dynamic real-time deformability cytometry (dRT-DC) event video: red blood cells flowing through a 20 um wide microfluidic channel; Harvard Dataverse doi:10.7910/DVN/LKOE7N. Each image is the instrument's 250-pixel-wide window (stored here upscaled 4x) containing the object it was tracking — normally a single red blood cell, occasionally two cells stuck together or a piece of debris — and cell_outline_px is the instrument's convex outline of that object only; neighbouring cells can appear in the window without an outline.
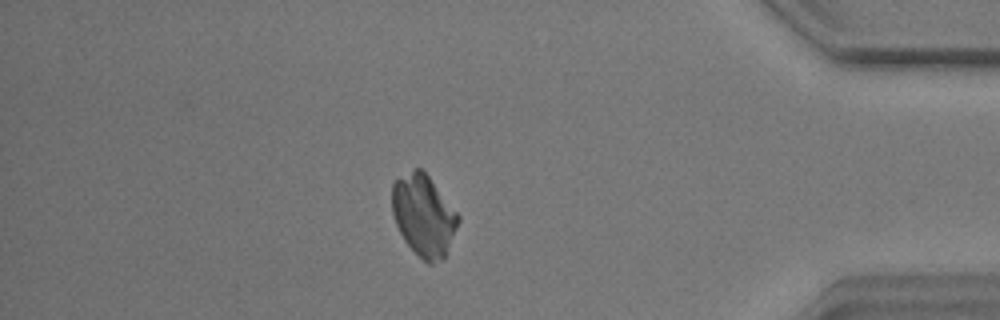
{"species": "common noctule bat (a hibernating species)", "species_latin": "Nyctalus noctula", "temperature_condition": "warm", "stored_images_in_passage": 41, "camera_frame_rate_fps": 3000, "um_per_image_px": 0.085, "animal": {"sex": "male", "body_mass_g": 17.9}, "frame": {"image": 1, "passage_image": 33, "time_ms": 10.667, "image_size_px": [1000, 320], "cell_outline_px": [[460, 220], [444, 256], [440, 260], [432, 264], [428, 264], [404, 240], [396, 224], [392, 212], [392, 184], [396, 180], [416, 168], [420, 168], [428, 176], [460, 216]], "centroid_in_image_um": [36.0, 18.31], "position_along_channel_um": 399.2, "area_um2": 30.63}}
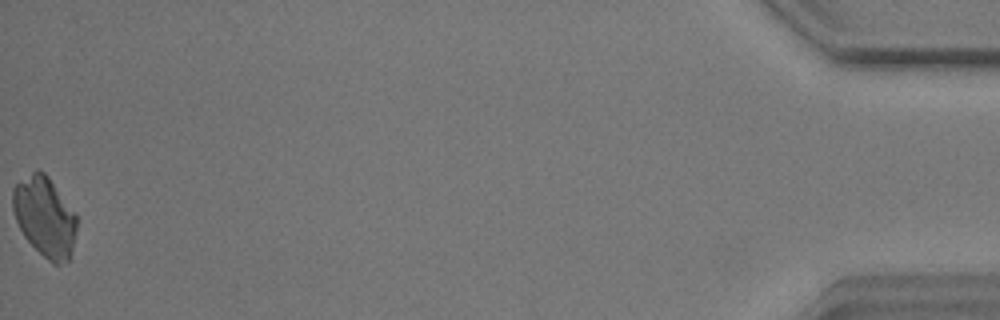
{"frame": {"image": 2, "passage_image": 41, "time_ms": 13.333, "image_size_px": [1000, 320], "cell_outline_px": [[76, 228], [72, 248], [68, 260], [60, 264], [52, 264], [24, 236], [16, 220], [12, 208], [12, 192], [16, 184], [36, 168], [44, 172], [48, 176], [76, 216]], "centroid_in_image_um": [3.78, 18.41], "position_along_channel_um": 431.4, "area_um2": 29.19}}